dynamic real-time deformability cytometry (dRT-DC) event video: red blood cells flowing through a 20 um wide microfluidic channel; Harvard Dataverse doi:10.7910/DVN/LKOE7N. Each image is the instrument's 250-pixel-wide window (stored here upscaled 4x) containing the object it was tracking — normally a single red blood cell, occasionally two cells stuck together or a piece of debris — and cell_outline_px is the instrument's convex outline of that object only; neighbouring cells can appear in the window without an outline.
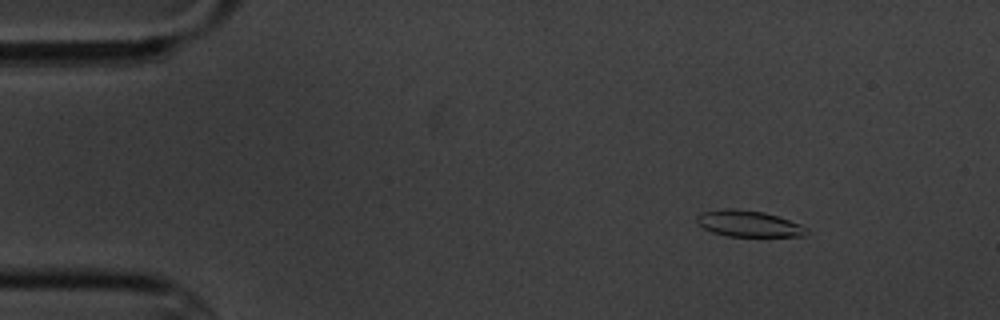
{"species": "common noctule bat (a hibernating species)", "species_latin": "Nyctalus noctula", "temperature_condition": "cold", "stored_images_in_passage": 10, "camera_frame_rate_fps": 3000, "um_per_image_px": 0.085, "animal": {"sex": "male", "body_mass_g": 20.1, "forearm_length_mm": 53.5}, "frame": {"image": 1, "passage_image": 2, "time_ms": 1.0, "image_size_px": [1000, 320], "cell_outline_px": [[808, 232], [804, 236], [728, 236], [712, 232], [704, 228], [696, 220], [696, 216], [704, 212], [724, 208], [728, 208], [764, 212], [800, 224], [808, 228]], "centroid_in_image_um": [63.64, 19.02], "position_along_channel_um": 21.4, "area_um2": 16.53}}
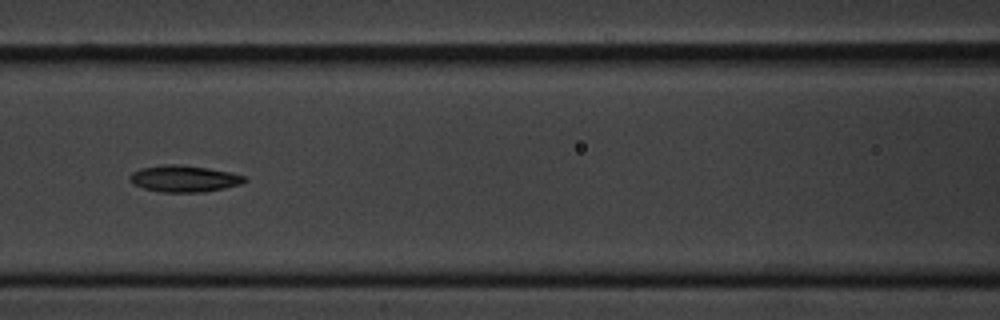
{"frame": {"image": 2, "passage_image": 7, "time_ms": 7.0, "image_size_px": [1000, 320], "cell_outline_px": [[248, 180], [240, 184], [224, 188], [204, 192], [160, 192], [144, 188], [132, 184], [128, 180], [128, 176], [132, 172], [140, 168], [164, 164], [176, 164], [208, 168], [228, 172], [244, 176]], "centroid_in_image_um": [15.59, 15.19], "position_along_channel_um": 151.0, "area_um2": 17.8}}
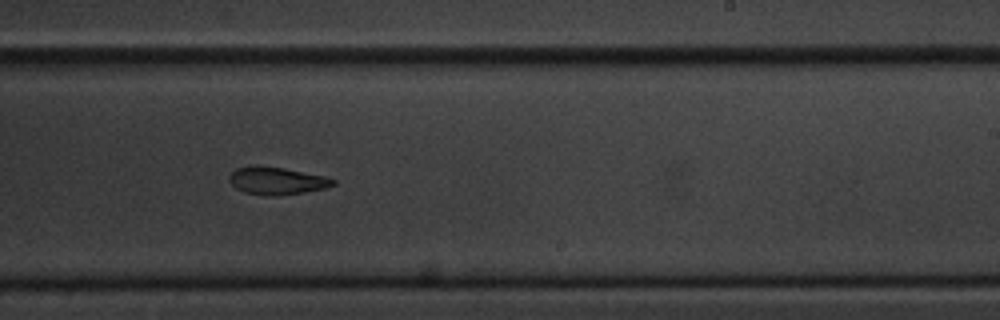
{"frame": {"image": 3, "passage_image": 10, "time_ms": 10.333, "image_size_px": [1000, 320], "cell_outline_px": [[336, 184], [324, 188], [304, 192], [276, 196], [268, 196], [244, 192], [236, 188], [228, 180], [228, 176], [236, 168], [256, 164], [280, 168], [324, 176], [336, 180]], "centroid_in_image_um": [23.48, 15.36], "position_along_channel_um": 265.5, "area_um2": 16.59}}